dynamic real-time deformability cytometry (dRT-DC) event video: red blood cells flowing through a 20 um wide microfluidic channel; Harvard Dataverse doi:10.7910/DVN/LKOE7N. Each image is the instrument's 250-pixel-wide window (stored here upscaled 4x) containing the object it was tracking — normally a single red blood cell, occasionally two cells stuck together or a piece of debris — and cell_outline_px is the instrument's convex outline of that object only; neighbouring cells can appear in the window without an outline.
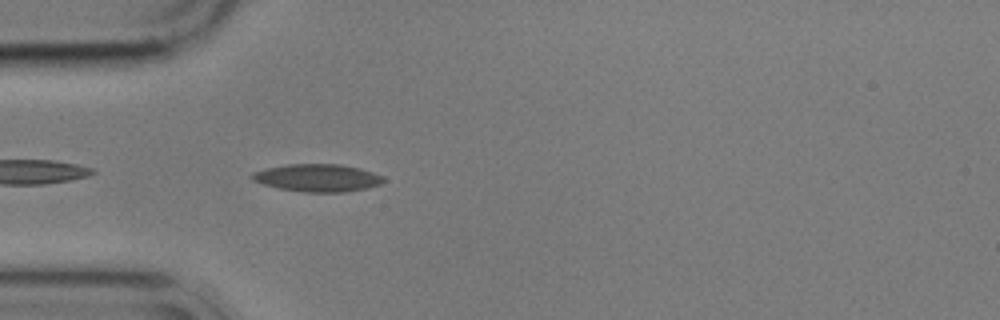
{"species": "common noctule bat (a hibernating species)", "species_latin": "Nyctalus noctula", "temperature_condition": "cold", "stored_images_in_passage": 42, "camera_frame_rate_fps": 3000, "um_per_image_px": 0.085, "animal": {"sex": "male", "body_mass_g": 17.9}, "frame": {"image": 1, "passage_image": 2, "time_ms": 0.333, "image_size_px": [1000, 320], "cell_outline_px": [[384, 180], [380, 184], [368, 188], [344, 192], [304, 192], [276, 188], [252, 180], [248, 176], [252, 172], [264, 168], [288, 164], [340, 164], [360, 168], [384, 176]], "centroid_in_image_um": [26.95, 15.11], "position_along_channel_um": 58.0, "area_um2": 21.33}}
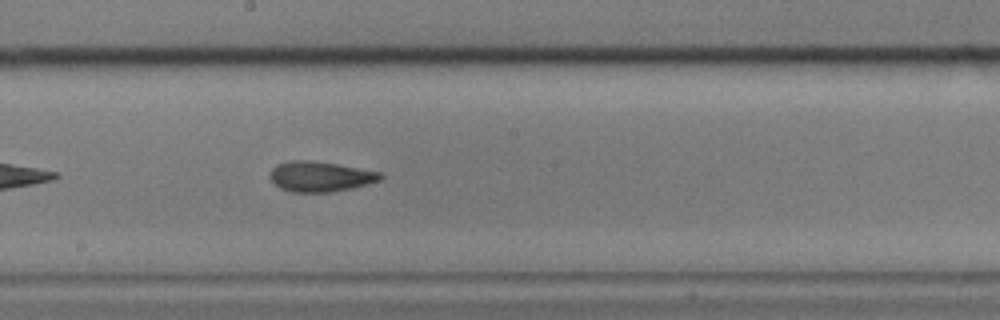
{"frame": {"image": 2, "passage_image": 16, "time_ms": 5.0, "image_size_px": [1000, 320], "cell_outline_px": [[384, 176], [380, 180], [368, 184], [332, 192], [292, 192], [280, 188], [268, 176], [272, 168], [276, 164], [292, 160], [308, 160], [336, 164], [380, 172]], "centroid_in_image_um": [27.2, 15.0], "position_along_channel_um": 221.0, "area_um2": 19.36}}
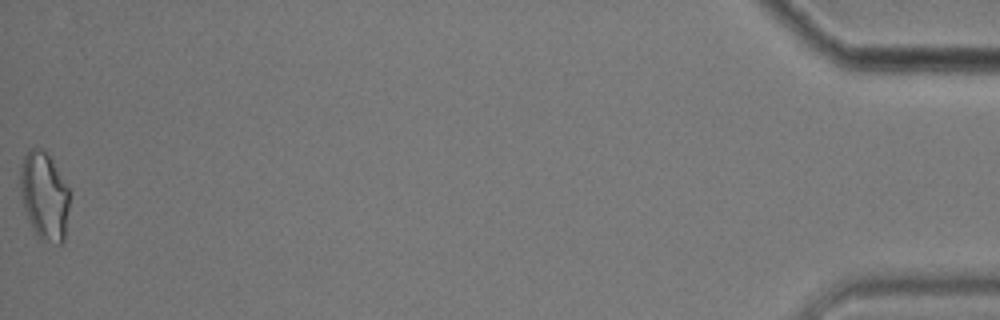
{"frame": {"image": 3, "passage_image": 42, "time_ms": 13.667, "image_size_px": [1000, 320], "cell_outline_px": [[68, 208], [64, 240], [60, 244], [56, 244], [40, 240], [36, 236], [24, 208], [20, 188], [20, 168], [24, 156], [28, 148], [40, 148], [52, 160], [68, 188]], "centroid_in_image_um": [3.75, 16.67], "position_along_channel_um": 431.5, "area_um2": 24.97}, "authors_computed_cell_mechanics": {"area_um2": 19.7676, "velocity_mm_per_s": 3.5537, "shape_relaxation_time_tau1_ms": null, "shape_relaxation_time_tau2_ms": 3.0852, "deformation_change_tau1": null, "deformation_change_tau2": 0.0979}}